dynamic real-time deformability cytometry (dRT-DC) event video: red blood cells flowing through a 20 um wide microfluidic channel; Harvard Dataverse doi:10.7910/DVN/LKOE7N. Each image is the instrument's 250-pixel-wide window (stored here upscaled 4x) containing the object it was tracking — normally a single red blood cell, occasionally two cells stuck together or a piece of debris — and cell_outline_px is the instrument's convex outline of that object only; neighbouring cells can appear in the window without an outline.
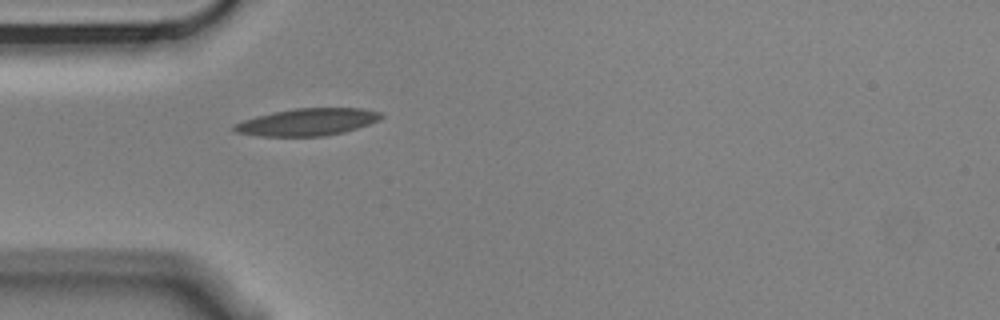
{"species": "Egyptian fruit bat (a non-hibernating species)", "species_latin": "Rousettus aegyptiacus", "temperature_condition": "cold", "stored_images_in_passage": 1, "camera_frame_rate_fps": 3000, "um_per_image_px": 0.085, "animal": {"sex": "male"}, "frame": {"image": 1, "passage_image": 1, "time_ms": 0.0, "image_size_px": [1000, 320], "cell_outline_px": [[384, 116], [380, 120], [344, 132], [324, 136], [260, 136], [236, 132], [232, 128], [232, 124], [256, 116], [296, 108], [360, 108], [380, 112]], "centroid_in_image_um": [26.13, 10.37], "position_along_channel_um": 58.9, "area_um2": 23.12}}